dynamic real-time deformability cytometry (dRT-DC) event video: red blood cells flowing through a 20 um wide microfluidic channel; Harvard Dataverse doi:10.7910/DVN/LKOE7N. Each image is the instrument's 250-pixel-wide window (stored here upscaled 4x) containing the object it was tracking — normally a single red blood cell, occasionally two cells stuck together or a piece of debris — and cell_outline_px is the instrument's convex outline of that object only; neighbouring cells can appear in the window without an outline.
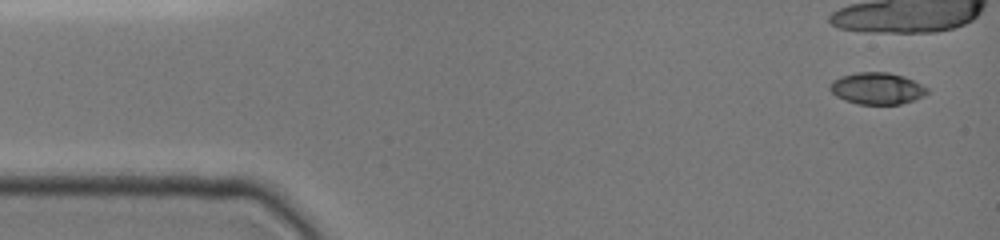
{"species": "common noctule bat (a hibernating species)", "species_latin": "Nyctalus noctula", "temperature_condition": "cold", "stored_images_in_passage": 4, "camera_frame_rate_fps": 3000, "um_per_image_px": 0.085, "animal": {"sex": "female", "body_mass_g": 19.0, "forearm_length_mm": 51.5}, "frame": {"image": 1, "passage_image": 1, "time_ms": 0.0, "image_size_px": [1000, 240], "cell_outline_px": [[928, 92], [924, 96], [900, 104], [860, 104], [844, 100], [836, 96], [828, 88], [832, 80], [840, 76], [856, 72], [888, 72], [904, 76], [928, 88]], "centroid_in_image_um": [74.52, 7.51], "position_along_channel_um": 10.5, "area_um2": 17.98}}